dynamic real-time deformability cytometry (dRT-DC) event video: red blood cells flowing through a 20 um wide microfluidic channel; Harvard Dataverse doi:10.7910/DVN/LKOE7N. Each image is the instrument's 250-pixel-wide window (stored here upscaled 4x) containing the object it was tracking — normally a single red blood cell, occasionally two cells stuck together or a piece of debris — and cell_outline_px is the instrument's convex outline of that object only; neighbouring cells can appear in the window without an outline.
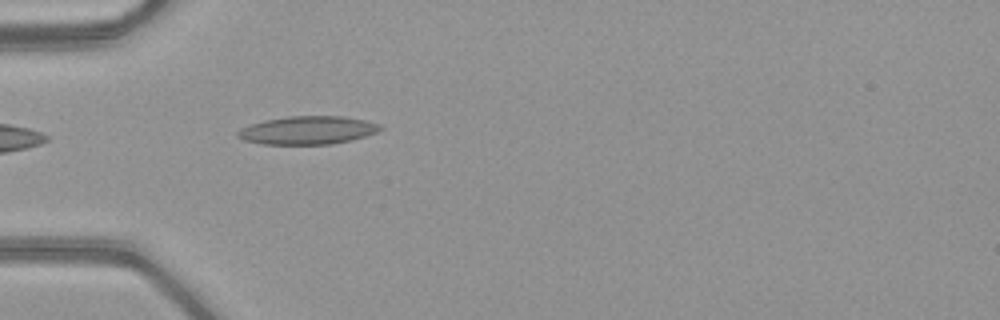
{"species": "common noctule bat (a hibernating species)", "species_latin": "Nyctalus noctula", "temperature_condition": "warm", "stored_images_in_passage": 36, "camera_frame_rate_fps": 3000, "um_per_image_px": 0.085, "animal": {"sex": "female", "body_mass_g": 21.9}, "frame": {"image": 1, "passage_image": 2, "time_ms": 0.333, "image_size_px": [1000, 320], "cell_outline_px": [[384, 128], [376, 132], [352, 140], [332, 144], [264, 144], [244, 140], [236, 136], [236, 132], [240, 128], [264, 120], [288, 116], [344, 116], [364, 120], [380, 124]], "centroid_in_image_um": [26.15, 11.07], "position_along_channel_um": 58.9, "area_um2": 23.41}}
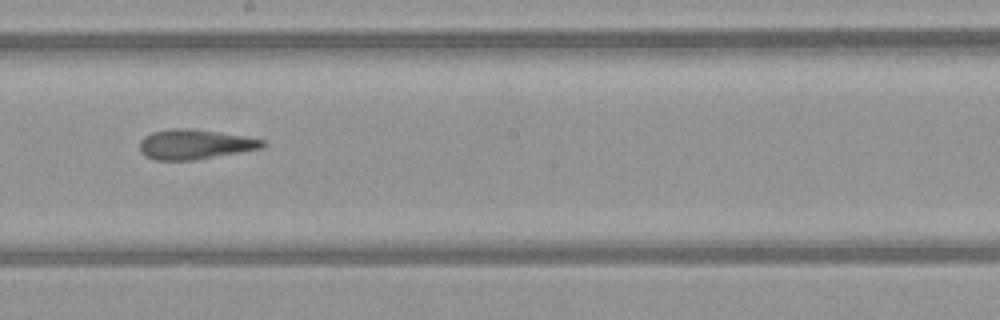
{"frame": {"image": 2, "passage_image": 15, "time_ms": 4.667, "image_size_px": [1000, 320], "cell_outline_px": [[268, 144], [264, 148], [192, 160], [156, 160], [144, 156], [140, 152], [140, 140], [144, 136], [152, 132], [172, 128], [188, 128], [244, 136], [264, 140]], "centroid_in_image_um": [16.55, 12.27], "position_along_channel_um": 231.7, "area_um2": 21.33}}
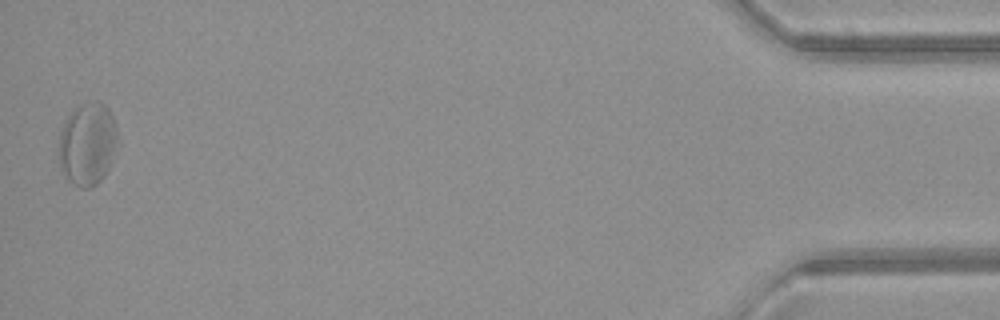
{"frame": {"image": 3, "passage_image": 36, "time_ms": 11.667, "image_size_px": [1000, 320], "cell_outline_px": [[120, 144], [104, 176], [92, 188], [80, 188], [68, 180], [60, 168], [56, 152], [60, 132], [64, 120], [76, 104], [92, 100], [104, 104], [108, 108], [116, 124], [120, 140]], "centroid_in_image_um": [7.43, 12.21], "position_along_channel_um": 427.8, "area_um2": 29.54}, "authors_computed_cell_mechanics": {"area_um2": 22.4842, "velocity_mm_per_s": 4.0934, "shape_relaxation_time_tau1_ms": null, "shape_relaxation_time_tau2_ms": 1.2796, "deformation_change_tau1": null, "deformation_change_tau2": 0.099}}